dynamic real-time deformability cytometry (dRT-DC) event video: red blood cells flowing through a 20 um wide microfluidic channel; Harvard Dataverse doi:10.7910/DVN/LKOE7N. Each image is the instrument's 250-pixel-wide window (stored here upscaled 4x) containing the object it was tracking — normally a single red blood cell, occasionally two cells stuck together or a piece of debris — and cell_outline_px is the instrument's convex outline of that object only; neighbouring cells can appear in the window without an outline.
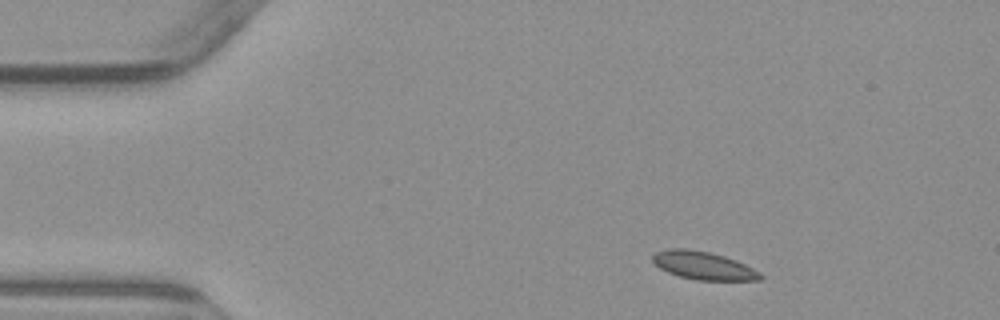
{"species": "common noctule bat (a hibernating species)", "species_latin": "Nyctalus noctula", "temperature_condition": "warm", "stored_images_in_passage": 3, "camera_frame_rate_fps": 3000, "um_per_image_px": 0.085, "animal": {"sex": "male", "body_mass_g": 23.1, "forearm_length_mm": 52.7}, "frame": {"image": 1, "passage_image": 1, "time_ms": 0.0, "image_size_px": [1000, 320], "cell_outline_px": [[764, 280], [696, 280], [680, 276], [668, 272], [660, 268], [652, 260], [652, 256], [656, 252], [668, 248], [688, 248], [708, 252], [724, 256], [736, 260], [760, 272], [764, 276]], "centroid_in_image_um": [59.8, 22.57], "position_along_channel_um": 25.2, "area_um2": 17.57}}